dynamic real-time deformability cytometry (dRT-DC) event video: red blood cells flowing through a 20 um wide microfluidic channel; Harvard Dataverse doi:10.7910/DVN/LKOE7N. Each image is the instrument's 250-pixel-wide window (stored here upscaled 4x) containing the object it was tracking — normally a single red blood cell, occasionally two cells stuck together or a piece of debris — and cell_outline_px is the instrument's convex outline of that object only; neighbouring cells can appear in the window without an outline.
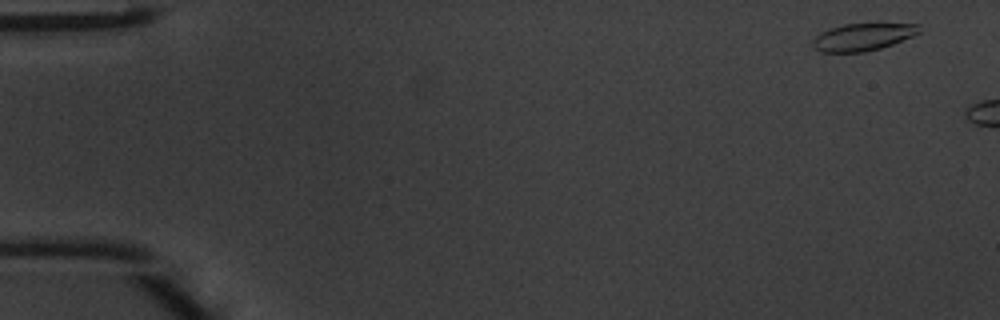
{"species": "common noctule bat (a hibernating species)", "species_latin": "Nyctalus noctula", "temperature_condition": "warm", "stored_images_in_passage": 6, "camera_frame_rate_fps": 3000, "um_per_image_px": 0.085, "animal": {"sex": "male", "body_mass_g": 20.1, "forearm_length_mm": 53.5}, "frame": {"image": 1, "passage_image": 2, "time_ms": 0.333, "image_size_px": [1000, 320], "cell_outline_px": [[920, 32], [912, 36], [892, 44], [880, 48], [864, 52], [820, 52], [812, 44], [812, 40], [820, 32], [844, 24], [920, 24]], "centroid_in_image_um": [73.32, 3.15], "position_along_channel_um": 11.7, "area_um2": 16.7}}